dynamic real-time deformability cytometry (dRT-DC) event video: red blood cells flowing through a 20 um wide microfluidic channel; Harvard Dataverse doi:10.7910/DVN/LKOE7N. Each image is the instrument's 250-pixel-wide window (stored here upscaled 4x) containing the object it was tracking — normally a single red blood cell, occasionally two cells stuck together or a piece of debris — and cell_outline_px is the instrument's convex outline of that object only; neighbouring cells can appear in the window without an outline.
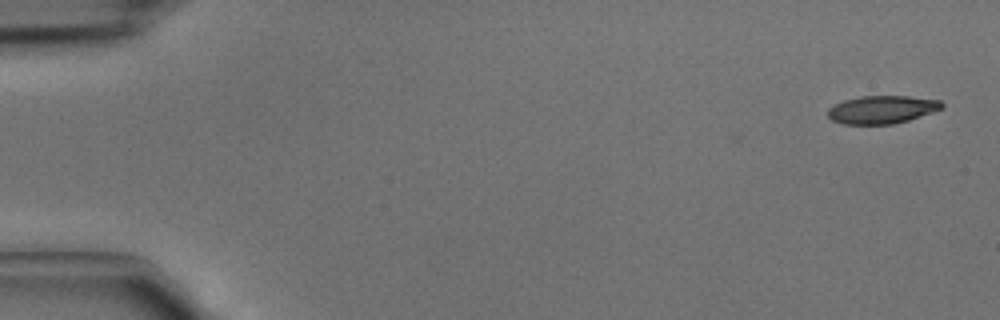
{"species": "common noctule bat (a hibernating species)", "species_latin": "Nyctalus noctula", "temperature_condition": "cold", "stored_images_in_passage": 4, "camera_frame_rate_fps": 3000, "um_per_image_px": 0.085, "animal": {"sex": "male", "body_mass_g": 15.6}, "frame": {"image": 1, "passage_image": 1, "time_ms": 0.0, "image_size_px": [1000, 320], "cell_outline_px": [[944, 108], [908, 120], [892, 124], [844, 124], [832, 120], [828, 116], [828, 108], [844, 100], [860, 96], [908, 96], [940, 100], [944, 104]], "centroid_in_image_um": [74.98, 9.31], "position_along_channel_um": 10.0, "area_um2": 18.5}}
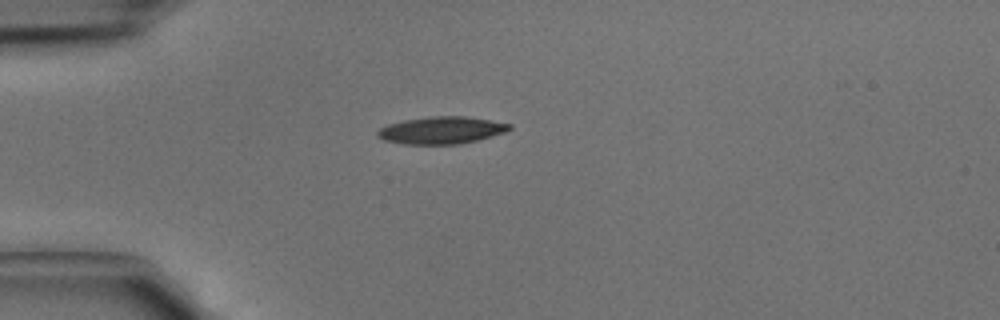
{"frame": {"image": 2, "passage_image": 4, "time_ms": 1.0, "image_size_px": [1000, 320], "cell_outline_px": [[512, 128], [508, 132], [460, 144], [404, 144], [384, 140], [376, 136], [376, 132], [380, 128], [388, 124], [404, 120], [428, 116], [464, 116], [512, 124]], "centroid_in_image_um": [37.52, 11.07], "position_along_channel_um": 47.5, "area_um2": 20.98}}